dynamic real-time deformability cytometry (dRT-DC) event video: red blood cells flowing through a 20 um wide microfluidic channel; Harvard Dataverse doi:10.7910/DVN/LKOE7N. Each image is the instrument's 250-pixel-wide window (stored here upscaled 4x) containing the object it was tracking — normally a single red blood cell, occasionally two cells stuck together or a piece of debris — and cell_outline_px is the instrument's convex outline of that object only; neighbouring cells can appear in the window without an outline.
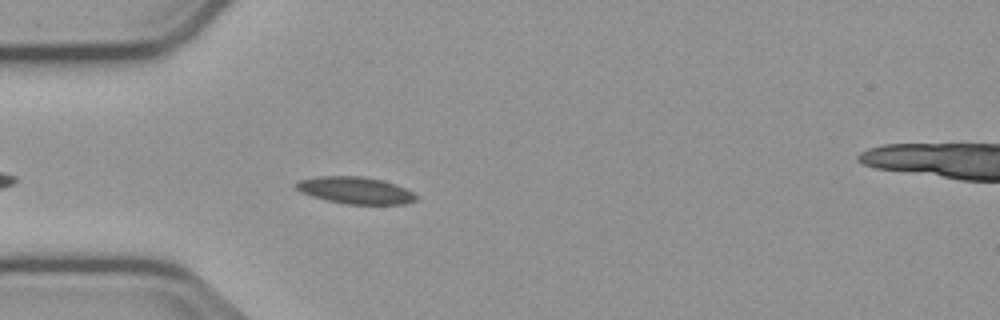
{"species": "common noctule bat (a hibernating species)", "species_latin": "Nyctalus noctula", "temperature_condition": "cold", "stored_images_in_passage": 18, "camera_frame_rate_fps": 3000, "um_per_image_px": 0.085, "animal": {"sex": "male", "body_mass_g": 23.1, "forearm_length_mm": 52.7}, "frame": {"image": 1, "passage_image": 5, "time_ms": 1.333, "image_size_px": [1000, 320], "cell_outline_px": [[416, 200], [404, 204], [348, 204], [328, 200], [312, 196], [300, 192], [292, 184], [296, 180], [316, 176], [364, 176], [384, 180], [396, 184], [412, 192], [416, 196]], "centroid_in_image_um": [30.15, 16.16], "position_along_channel_um": 54.9, "area_um2": 18.96}}
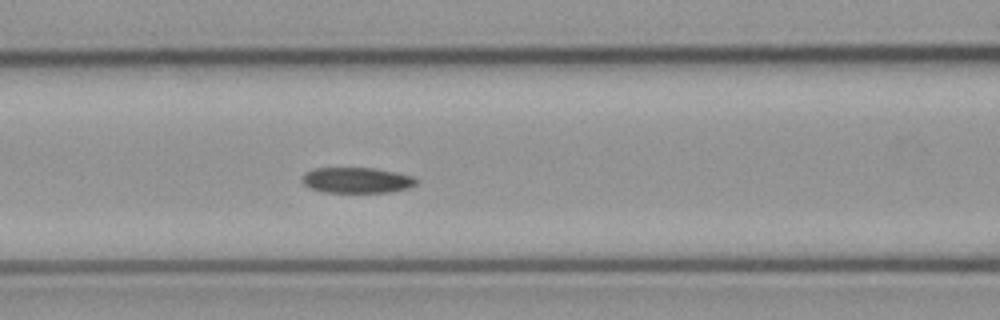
{"frame": {"image": 2, "passage_image": 12, "time_ms": 3.667, "image_size_px": [1000, 320], "cell_outline_px": [[420, 180], [416, 184], [408, 188], [392, 192], [320, 192], [308, 188], [300, 180], [304, 172], [316, 168], [372, 168], [396, 172], [412, 176]], "centroid_in_image_um": [30.3, 15.32], "position_along_channel_um": 136.3, "area_um2": 17.28}}
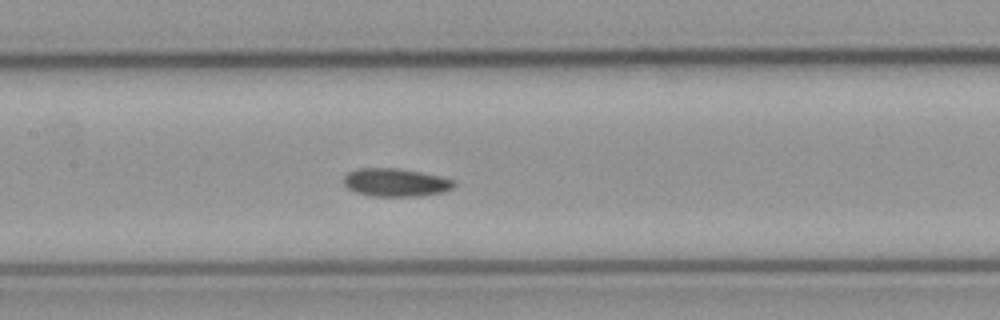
{"frame": {"image": 3, "passage_image": 15, "time_ms": 4.667, "image_size_px": [1000, 320], "cell_outline_px": [[456, 184], [452, 188], [444, 192], [416, 196], [372, 196], [356, 192], [348, 188], [344, 184], [344, 176], [348, 172], [356, 168], [400, 168], [440, 176], [456, 180]], "centroid_in_image_um": [33.64, 15.5], "position_along_channel_um": 173.8, "area_um2": 18.15}}